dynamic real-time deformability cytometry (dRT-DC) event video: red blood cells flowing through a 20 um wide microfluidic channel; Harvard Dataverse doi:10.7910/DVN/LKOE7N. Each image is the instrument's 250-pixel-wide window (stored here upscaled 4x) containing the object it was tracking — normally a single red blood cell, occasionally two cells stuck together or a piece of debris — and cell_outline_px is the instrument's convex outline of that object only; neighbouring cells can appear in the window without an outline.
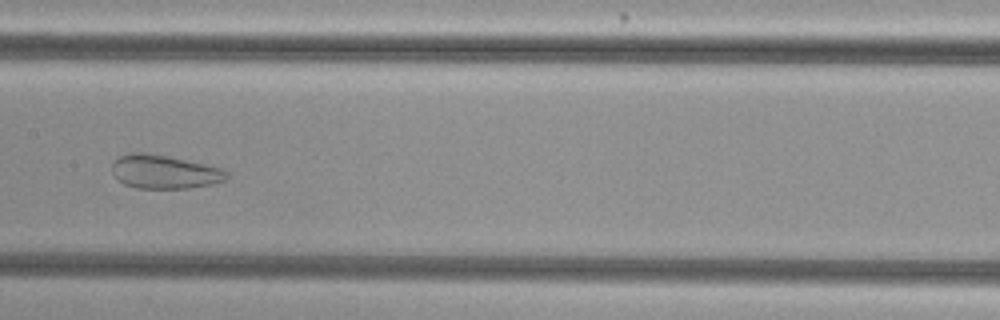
{"species": "common noctule bat (a hibernating species)", "species_latin": "Nyctalus noctula", "temperature_condition": "cold", "stored_images_in_passage": 47, "camera_frame_rate_fps": 3000, "um_per_image_px": 0.085, "animal": {"sex": "female", "body_mass_g": 29.2, "forearm_length_mm": 56.3}, "frame": {"image": 1, "passage_image": 21, "time_ms": 6.667, "image_size_px": [1000, 320], "cell_outline_px": [[228, 176], [224, 180], [212, 184], [188, 188], [136, 188], [124, 184], [112, 172], [112, 164], [120, 156], [132, 152], [144, 152], [168, 156], [224, 168], [228, 172]], "centroid_in_image_um": [13.99, 14.6], "position_along_channel_um": 193.4, "area_um2": 22.43}}
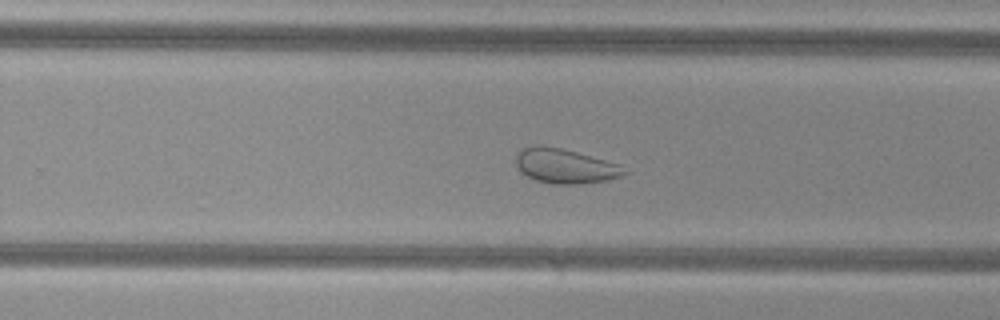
{"frame": {"image": 2, "passage_image": 28, "time_ms": 9.0, "image_size_px": [1000, 320], "cell_outline_px": [[628, 172], [620, 176], [608, 180], [580, 184], [552, 184], [536, 180], [520, 172], [516, 168], [516, 156], [524, 148], [536, 144], [544, 144], [576, 152], [620, 164]], "centroid_in_image_um": [48.01, 14.11], "position_along_channel_um": 281.8, "area_um2": 21.91}}
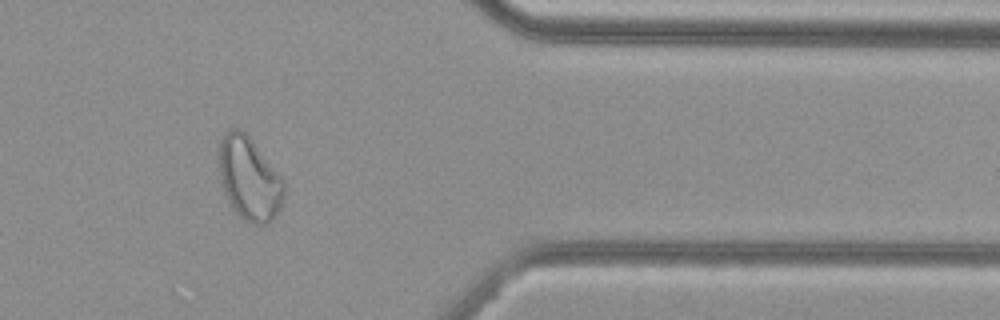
{"frame": {"image": 3, "passage_image": 38, "time_ms": 12.333, "image_size_px": [1000, 320], "cell_outline_px": [[284, 200], [280, 208], [272, 220], [268, 224], [252, 224], [244, 220], [228, 204], [220, 180], [216, 152], [220, 140], [224, 132], [232, 128], [240, 128], [252, 140], [284, 180]], "centroid_in_image_um": [21.14, 15.17], "position_along_channel_um": 390.3, "area_um2": 32.14}}